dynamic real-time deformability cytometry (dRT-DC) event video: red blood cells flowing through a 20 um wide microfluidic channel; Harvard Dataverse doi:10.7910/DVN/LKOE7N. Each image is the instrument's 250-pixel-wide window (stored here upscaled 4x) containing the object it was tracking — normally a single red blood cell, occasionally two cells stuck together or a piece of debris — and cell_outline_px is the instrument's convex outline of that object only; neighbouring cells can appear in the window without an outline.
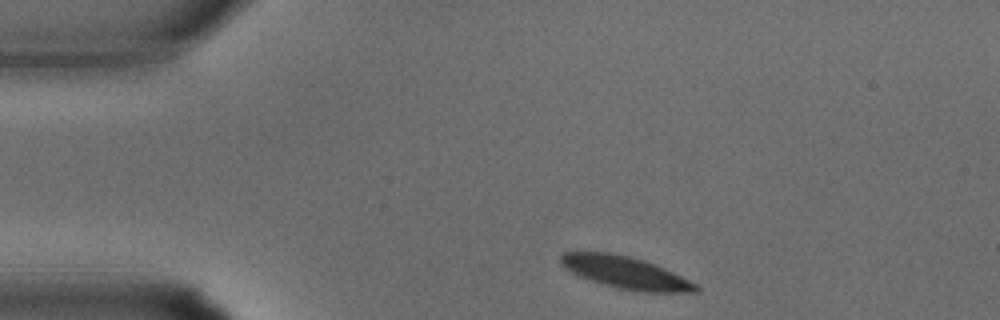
{"species": "common noctule bat (a hibernating species)", "species_latin": "Nyctalus noctula", "temperature_condition": "warm", "stored_images_in_passage": 23, "camera_frame_rate_fps": 3000, "um_per_image_px": 0.085, "animal": {"sex": "male", "body_mass_g": 15.6}, "frame": {"image": 1, "passage_image": 1, "time_ms": 0.0, "image_size_px": [1000, 320], "cell_outline_px": [[700, 292], [644, 292], [620, 288], [592, 280], [580, 276], [564, 268], [560, 264], [560, 256], [564, 252], [608, 252], [628, 256], [644, 260], [664, 268], [696, 284], [700, 288]], "centroid_in_image_um": [53.17, 23.16], "position_along_channel_um": 31.8, "area_um2": 24.91}}
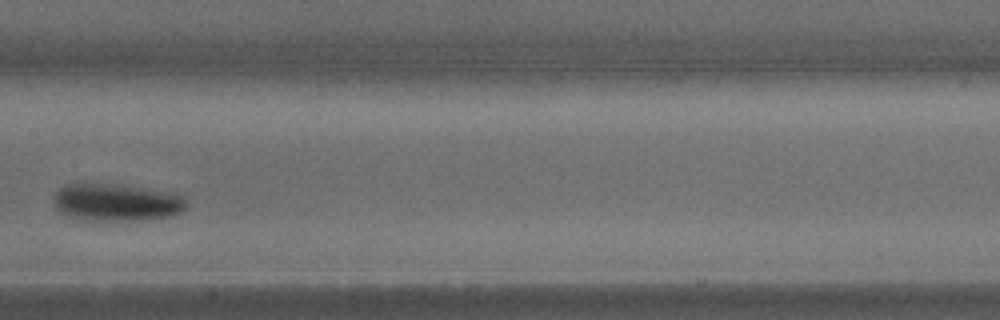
{"frame": {"image": 2, "passage_image": 12, "time_ms": 3.667, "image_size_px": [1000, 320], "cell_outline_px": [[184, 208], [180, 212], [172, 216], [140, 220], [100, 224], [80, 220], [64, 216], [56, 208], [52, 200], [52, 196], [60, 188], [68, 184], [100, 184], [140, 188], [176, 192], [184, 196]], "centroid_in_image_um": [9.82, 17.27], "position_along_channel_um": 197.6, "area_um2": 29.65}}
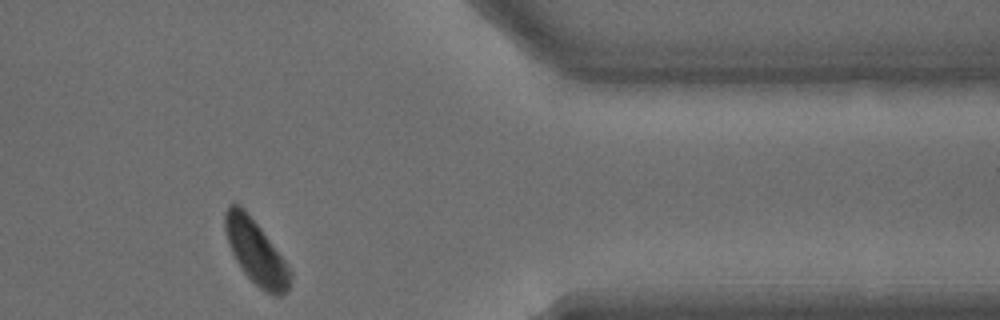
{"frame": {"image": 3, "passage_image": 23, "time_ms": 7.333, "image_size_px": [1000, 320], "cell_outline_px": [[292, 284], [288, 292], [280, 296], [272, 296], [260, 288], [244, 272], [236, 260], [228, 244], [224, 228], [224, 212], [228, 204], [236, 204], [244, 208], [260, 228], [284, 260], [292, 272]], "centroid_in_image_um": [21.76, 21.45], "position_along_channel_um": 389.6, "area_um2": 24.28}}